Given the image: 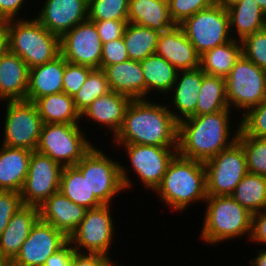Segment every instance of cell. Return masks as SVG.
<instances>
[{"label": "cell", "mask_w": 266, "mask_h": 266, "mask_svg": "<svg viewBox=\"0 0 266 266\" xmlns=\"http://www.w3.org/2000/svg\"><path fill=\"white\" fill-rule=\"evenodd\" d=\"M149 100L131 101L114 144L178 147V122L170 112L171 105Z\"/></svg>", "instance_id": "1"}, {"label": "cell", "mask_w": 266, "mask_h": 266, "mask_svg": "<svg viewBox=\"0 0 266 266\" xmlns=\"http://www.w3.org/2000/svg\"><path fill=\"white\" fill-rule=\"evenodd\" d=\"M231 110L191 116L178 123V148L180 156L206 162L220 151L229 148L236 140L239 124L231 133ZM231 134L232 137H231Z\"/></svg>", "instance_id": "2"}, {"label": "cell", "mask_w": 266, "mask_h": 266, "mask_svg": "<svg viewBox=\"0 0 266 266\" xmlns=\"http://www.w3.org/2000/svg\"><path fill=\"white\" fill-rule=\"evenodd\" d=\"M154 193L171 210L182 213L194 202L205 203L208 195L204 162L185 158L177 153Z\"/></svg>", "instance_id": "3"}, {"label": "cell", "mask_w": 266, "mask_h": 266, "mask_svg": "<svg viewBox=\"0 0 266 266\" xmlns=\"http://www.w3.org/2000/svg\"><path fill=\"white\" fill-rule=\"evenodd\" d=\"M4 24L9 51L18 55L29 69L60 55V37L48 31L35 17L8 20Z\"/></svg>", "instance_id": "4"}, {"label": "cell", "mask_w": 266, "mask_h": 266, "mask_svg": "<svg viewBox=\"0 0 266 266\" xmlns=\"http://www.w3.org/2000/svg\"><path fill=\"white\" fill-rule=\"evenodd\" d=\"M200 238L209 245L251 234L252 214L230 195L208 196ZM248 234V235H246ZM211 243V244H210Z\"/></svg>", "instance_id": "5"}, {"label": "cell", "mask_w": 266, "mask_h": 266, "mask_svg": "<svg viewBox=\"0 0 266 266\" xmlns=\"http://www.w3.org/2000/svg\"><path fill=\"white\" fill-rule=\"evenodd\" d=\"M105 153V154H104ZM93 146L92 149L75 165L87 179L90 192L103 204L112 205V199L133 186L126 167L106 152ZM129 175V176H128Z\"/></svg>", "instance_id": "6"}, {"label": "cell", "mask_w": 266, "mask_h": 266, "mask_svg": "<svg viewBox=\"0 0 266 266\" xmlns=\"http://www.w3.org/2000/svg\"><path fill=\"white\" fill-rule=\"evenodd\" d=\"M82 130L79 124H43L36 151L62 167L75 166L94 146Z\"/></svg>", "instance_id": "7"}, {"label": "cell", "mask_w": 266, "mask_h": 266, "mask_svg": "<svg viewBox=\"0 0 266 266\" xmlns=\"http://www.w3.org/2000/svg\"><path fill=\"white\" fill-rule=\"evenodd\" d=\"M179 26L199 56L233 39L228 11L219 2L186 18Z\"/></svg>", "instance_id": "8"}, {"label": "cell", "mask_w": 266, "mask_h": 266, "mask_svg": "<svg viewBox=\"0 0 266 266\" xmlns=\"http://www.w3.org/2000/svg\"><path fill=\"white\" fill-rule=\"evenodd\" d=\"M229 109L235 107L242 115L266 98V71L243 54L225 78ZM232 106V107H231Z\"/></svg>", "instance_id": "9"}, {"label": "cell", "mask_w": 266, "mask_h": 266, "mask_svg": "<svg viewBox=\"0 0 266 266\" xmlns=\"http://www.w3.org/2000/svg\"><path fill=\"white\" fill-rule=\"evenodd\" d=\"M2 145L34 151L37 148L43 121L34 102L6 101Z\"/></svg>", "instance_id": "10"}, {"label": "cell", "mask_w": 266, "mask_h": 266, "mask_svg": "<svg viewBox=\"0 0 266 266\" xmlns=\"http://www.w3.org/2000/svg\"><path fill=\"white\" fill-rule=\"evenodd\" d=\"M110 208L111 205H102L87 209L84 219L69 237L76 252L110 257L108 251L114 244L112 241L116 230Z\"/></svg>", "instance_id": "11"}, {"label": "cell", "mask_w": 266, "mask_h": 266, "mask_svg": "<svg viewBox=\"0 0 266 266\" xmlns=\"http://www.w3.org/2000/svg\"><path fill=\"white\" fill-rule=\"evenodd\" d=\"M204 166L208 196L231 195L248 173L245 152L237 141L204 162Z\"/></svg>", "instance_id": "12"}, {"label": "cell", "mask_w": 266, "mask_h": 266, "mask_svg": "<svg viewBox=\"0 0 266 266\" xmlns=\"http://www.w3.org/2000/svg\"><path fill=\"white\" fill-rule=\"evenodd\" d=\"M62 169L49 156L32 151L26 180L20 192L23 205L40 207L52 194L58 192Z\"/></svg>", "instance_id": "13"}, {"label": "cell", "mask_w": 266, "mask_h": 266, "mask_svg": "<svg viewBox=\"0 0 266 266\" xmlns=\"http://www.w3.org/2000/svg\"><path fill=\"white\" fill-rule=\"evenodd\" d=\"M123 147L131 168L142 185L153 192L160 185L167 167L178 153V147L140 144H114Z\"/></svg>", "instance_id": "14"}, {"label": "cell", "mask_w": 266, "mask_h": 266, "mask_svg": "<svg viewBox=\"0 0 266 266\" xmlns=\"http://www.w3.org/2000/svg\"><path fill=\"white\" fill-rule=\"evenodd\" d=\"M60 54L67 62L99 69L102 42L95 24L86 20L62 35Z\"/></svg>", "instance_id": "15"}, {"label": "cell", "mask_w": 266, "mask_h": 266, "mask_svg": "<svg viewBox=\"0 0 266 266\" xmlns=\"http://www.w3.org/2000/svg\"><path fill=\"white\" fill-rule=\"evenodd\" d=\"M68 241L62 231L39 218L9 266H44L46 260Z\"/></svg>", "instance_id": "16"}, {"label": "cell", "mask_w": 266, "mask_h": 266, "mask_svg": "<svg viewBox=\"0 0 266 266\" xmlns=\"http://www.w3.org/2000/svg\"><path fill=\"white\" fill-rule=\"evenodd\" d=\"M34 16L51 33L61 37L88 20V0H46Z\"/></svg>", "instance_id": "17"}, {"label": "cell", "mask_w": 266, "mask_h": 266, "mask_svg": "<svg viewBox=\"0 0 266 266\" xmlns=\"http://www.w3.org/2000/svg\"><path fill=\"white\" fill-rule=\"evenodd\" d=\"M38 208L40 219L62 231L68 238L78 228L87 211L85 207L72 202L59 191Z\"/></svg>", "instance_id": "18"}, {"label": "cell", "mask_w": 266, "mask_h": 266, "mask_svg": "<svg viewBox=\"0 0 266 266\" xmlns=\"http://www.w3.org/2000/svg\"><path fill=\"white\" fill-rule=\"evenodd\" d=\"M155 53L166 59L177 70L199 68L200 56L179 25L160 33Z\"/></svg>", "instance_id": "19"}, {"label": "cell", "mask_w": 266, "mask_h": 266, "mask_svg": "<svg viewBox=\"0 0 266 266\" xmlns=\"http://www.w3.org/2000/svg\"><path fill=\"white\" fill-rule=\"evenodd\" d=\"M132 99L126 95L109 91L96 98L82 113L81 119L95 122L110 130L115 136L119 131L125 112Z\"/></svg>", "instance_id": "20"}, {"label": "cell", "mask_w": 266, "mask_h": 266, "mask_svg": "<svg viewBox=\"0 0 266 266\" xmlns=\"http://www.w3.org/2000/svg\"><path fill=\"white\" fill-rule=\"evenodd\" d=\"M203 71L200 68L193 70H179L176 81L171 89L170 97L172 108L170 112L174 119L180 121L195 116L198 101V92L201 89ZM176 107V108H175ZM177 110V112L175 111Z\"/></svg>", "instance_id": "21"}, {"label": "cell", "mask_w": 266, "mask_h": 266, "mask_svg": "<svg viewBox=\"0 0 266 266\" xmlns=\"http://www.w3.org/2000/svg\"><path fill=\"white\" fill-rule=\"evenodd\" d=\"M39 208L23 205L0 235V255L9 264L19 253L32 227L39 219Z\"/></svg>", "instance_id": "22"}, {"label": "cell", "mask_w": 266, "mask_h": 266, "mask_svg": "<svg viewBox=\"0 0 266 266\" xmlns=\"http://www.w3.org/2000/svg\"><path fill=\"white\" fill-rule=\"evenodd\" d=\"M29 68L9 50L0 59V102L26 100Z\"/></svg>", "instance_id": "23"}, {"label": "cell", "mask_w": 266, "mask_h": 266, "mask_svg": "<svg viewBox=\"0 0 266 266\" xmlns=\"http://www.w3.org/2000/svg\"><path fill=\"white\" fill-rule=\"evenodd\" d=\"M65 59L60 54L54 60L29 69L26 100L35 102L45 95L63 92Z\"/></svg>", "instance_id": "24"}, {"label": "cell", "mask_w": 266, "mask_h": 266, "mask_svg": "<svg viewBox=\"0 0 266 266\" xmlns=\"http://www.w3.org/2000/svg\"><path fill=\"white\" fill-rule=\"evenodd\" d=\"M105 74L111 91L130 97L145 99V81L140 61L127 60L108 65Z\"/></svg>", "instance_id": "25"}, {"label": "cell", "mask_w": 266, "mask_h": 266, "mask_svg": "<svg viewBox=\"0 0 266 266\" xmlns=\"http://www.w3.org/2000/svg\"><path fill=\"white\" fill-rule=\"evenodd\" d=\"M32 151L0 146V190L21 192Z\"/></svg>", "instance_id": "26"}, {"label": "cell", "mask_w": 266, "mask_h": 266, "mask_svg": "<svg viewBox=\"0 0 266 266\" xmlns=\"http://www.w3.org/2000/svg\"><path fill=\"white\" fill-rule=\"evenodd\" d=\"M128 22L159 33L175 26L169 14L168 0H130Z\"/></svg>", "instance_id": "27"}, {"label": "cell", "mask_w": 266, "mask_h": 266, "mask_svg": "<svg viewBox=\"0 0 266 266\" xmlns=\"http://www.w3.org/2000/svg\"><path fill=\"white\" fill-rule=\"evenodd\" d=\"M227 11L230 34L235 40L242 41L246 36L266 28V14L255 0L235 3L229 6ZM232 33H235V36Z\"/></svg>", "instance_id": "28"}, {"label": "cell", "mask_w": 266, "mask_h": 266, "mask_svg": "<svg viewBox=\"0 0 266 266\" xmlns=\"http://www.w3.org/2000/svg\"><path fill=\"white\" fill-rule=\"evenodd\" d=\"M145 81V99L153 92L158 95H168L177 77V70L166 59L158 54H152L140 61ZM155 89V91H154Z\"/></svg>", "instance_id": "29"}, {"label": "cell", "mask_w": 266, "mask_h": 266, "mask_svg": "<svg viewBox=\"0 0 266 266\" xmlns=\"http://www.w3.org/2000/svg\"><path fill=\"white\" fill-rule=\"evenodd\" d=\"M34 103L44 124H79L82 120L73 97L64 92L45 95Z\"/></svg>", "instance_id": "30"}, {"label": "cell", "mask_w": 266, "mask_h": 266, "mask_svg": "<svg viewBox=\"0 0 266 266\" xmlns=\"http://www.w3.org/2000/svg\"><path fill=\"white\" fill-rule=\"evenodd\" d=\"M241 55L242 42L232 39L203 53L199 59V68L205 74L225 79Z\"/></svg>", "instance_id": "31"}, {"label": "cell", "mask_w": 266, "mask_h": 266, "mask_svg": "<svg viewBox=\"0 0 266 266\" xmlns=\"http://www.w3.org/2000/svg\"><path fill=\"white\" fill-rule=\"evenodd\" d=\"M223 110H230L226 97V80L203 72L195 116L212 114Z\"/></svg>", "instance_id": "32"}, {"label": "cell", "mask_w": 266, "mask_h": 266, "mask_svg": "<svg viewBox=\"0 0 266 266\" xmlns=\"http://www.w3.org/2000/svg\"><path fill=\"white\" fill-rule=\"evenodd\" d=\"M59 192L77 205L92 209L103 204L90 192L87 179L75 167H63L60 177Z\"/></svg>", "instance_id": "33"}, {"label": "cell", "mask_w": 266, "mask_h": 266, "mask_svg": "<svg viewBox=\"0 0 266 266\" xmlns=\"http://www.w3.org/2000/svg\"><path fill=\"white\" fill-rule=\"evenodd\" d=\"M251 214L266 209V176L247 173L230 195Z\"/></svg>", "instance_id": "34"}, {"label": "cell", "mask_w": 266, "mask_h": 266, "mask_svg": "<svg viewBox=\"0 0 266 266\" xmlns=\"http://www.w3.org/2000/svg\"><path fill=\"white\" fill-rule=\"evenodd\" d=\"M159 35V32L151 28L128 22L123 40L129 59L142 61L149 55L155 54Z\"/></svg>", "instance_id": "35"}, {"label": "cell", "mask_w": 266, "mask_h": 266, "mask_svg": "<svg viewBox=\"0 0 266 266\" xmlns=\"http://www.w3.org/2000/svg\"><path fill=\"white\" fill-rule=\"evenodd\" d=\"M110 90L105 71L93 69L79 91L73 96L74 104L80 114L98 97Z\"/></svg>", "instance_id": "36"}, {"label": "cell", "mask_w": 266, "mask_h": 266, "mask_svg": "<svg viewBox=\"0 0 266 266\" xmlns=\"http://www.w3.org/2000/svg\"><path fill=\"white\" fill-rule=\"evenodd\" d=\"M236 141L245 152L248 173L266 176V138L250 137L239 130Z\"/></svg>", "instance_id": "37"}, {"label": "cell", "mask_w": 266, "mask_h": 266, "mask_svg": "<svg viewBox=\"0 0 266 266\" xmlns=\"http://www.w3.org/2000/svg\"><path fill=\"white\" fill-rule=\"evenodd\" d=\"M130 0H88V20H128Z\"/></svg>", "instance_id": "38"}, {"label": "cell", "mask_w": 266, "mask_h": 266, "mask_svg": "<svg viewBox=\"0 0 266 266\" xmlns=\"http://www.w3.org/2000/svg\"><path fill=\"white\" fill-rule=\"evenodd\" d=\"M240 118L239 130L247 136L266 138V98Z\"/></svg>", "instance_id": "39"}, {"label": "cell", "mask_w": 266, "mask_h": 266, "mask_svg": "<svg viewBox=\"0 0 266 266\" xmlns=\"http://www.w3.org/2000/svg\"><path fill=\"white\" fill-rule=\"evenodd\" d=\"M241 42L242 54L266 71V28L246 36Z\"/></svg>", "instance_id": "40"}, {"label": "cell", "mask_w": 266, "mask_h": 266, "mask_svg": "<svg viewBox=\"0 0 266 266\" xmlns=\"http://www.w3.org/2000/svg\"><path fill=\"white\" fill-rule=\"evenodd\" d=\"M218 0H168L169 14L175 25L186 18L213 6Z\"/></svg>", "instance_id": "41"}, {"label": "cell", "mask_w": 266, "mask_h": 266, "mask_svg": "<svg viewBox=\"0 0 266 266\" xmlns=\"http://www.w3.org/2000/svg\"><path fill=\"white\" fill-rule=\"evenodd\" d=\"M93 68L77 65L65 60V72L63 76V92L73 97L86 81Z\"/></svg>", "instance_id": "42"}, {"label": "cell", "mask_w": 266, "mask_h": 266, "mask_svg": "<svg viewBox=\"0 0 266 266\" xmlns=\"http://www.w3.org/2000/svg\"><path fill=\"white\" fill-rule=\"evenodd\" d=\"M23 206L21 193L0 190V235L12 216Z\"/></svg>", "instance_id": "43"}, {"label": "cell", "mask_w": 266, "mask_h": 266, "mask_svg": "<svg viewBox=\"0 0 266 266\" xmlns=\"http://www.w3.org/2000/svg\"><path fill=\"white\" fill-rule=\"evenodd\" d=\"M129 60L123 37L102 44L100 69Z\"/></svg>", "instance_id": "44"}, {"label": "cell", "mask_w": 266, "mask_h": 266, "mask_svg": "<svg viewBox=\"0 0 266 266\" xmlns=\"http://www.w3.org/2000/svg\"><path fill=\"white\" fill-rule=\"evenodd\" d=\"M95 24L102 44L123 37L128 20H89Z\"/></svg>", "instance_id": "45"}, {"label": "cell", "mask_w": 266, "mask_h": 266, "mask_svg": "<svg viewBox=\"0 0 266 266\" xmlns=\"http://www.w3.org/2000/svg\"><path fill=\"white\" fill-rule=\"evenodd\" d=\"M111 262L110 257L104 255L74 251L70 266H108Z\"/></svg>", "instance_id": "46"}, {"label": "cell", "mask_w": 266, "mask_h": 266, "mask_svg": "<svg viewBox=\"0 0 266 266\" xmlns=\"http://www.w3.org/2000/svg\"><path fill=\"white\" fill-rule=\"evenodd\" d=\"M250 242L266 245V209L252 214Z\"/></svg>", "instance_id": "47"}, {"label": "cell", "mask_w": 266, "mask_h": 266, "mask_svg": "<svg viewBox=\"0 0 266 266\" xmlns=\"http://www.w3.org/2000/svg\"><path fill=\"white\" fill-rule=\"evenodd\" d=\"M26 0H0V22L20 19L19 11L25 6ZM23 4V5H22Z\"/></svg>", "instance_id": "48"}, {"label": "cell", "mask_w": 266, "mask_h": 266, "mask_svg": "<svg viewBox=\"0 0 266 266\" xmlns=\"http://www.w3.org/2000/svg\"><path fill=\"white\" fill-rule=\"evenodd\" d=\"M74 251L71 243L68 241L60 250L46 260L44 266H70Z\"/></svg>", "instance_id": "49"}, {"label": "cell", "mask_w": 266, "mask_h": 266, "mask_svg": "<svg viewBox=\"0 0 266 266\" xmlns=\"http://www.w3.org/2000/svg\"><path fill=\"white\" fill-rule=\"evenodd\" d=\"M9 50L8 33L4 22H0V59Z\"/></svg>", "instance_id": "50"}, {"label": "cell", "mask_w": 266, "mask_h": 266, "mask_svg": "<svg viewBox=\"0 0 266 266\" xmlns=\"http://www.w3.org/2000/svg\"><path fill=\"white\" fill-rule=\"evenodd\" d=\"M258 249L257 255L254 259L249 260L251 266H266V248L263 250Z\"/></svg>", "instance_id": "51"}, {"label": "cell", "mask_w": 266, "mask_h": 266, "mask_svg": "<svg viewBox=\"0 0 266 266\" xmlns=\"http://www.w3.org/2000/svg\"><path fill=\"white\" fill-rule=\"evenodd\" d=\"M241 1H244V0H218V2H219L222 6H224L226 9H227L229 6H231V5L235 4V3H239V2H241Z\"/></svg>", "instance_id": "52"}, {"label": "cell", "mask_w": 266, "mask_h": 266, "mask_svg": "<svg viewBox=\"0 0 266 266\" xmlns=\"http://www.w3.org/2000/svg\"><path fill=\"white\" fill-rule=\"evenodd\" d=\"M255 2L259 5V7L264 11L266 14V0H255Z\"/></svg>", "instance_id": "53"}, {"label": "cell", "mask_w": 266, "mask_h": 266, "mask_svg": "<svg viewBox=\"0 0 266 266\" xmlns=\"http://www.w3.org/2000/svg\"><path fill=\"white\" fill-rule=\"evenodd\" d=\"M0 266H9V264L0 255Z\"/></svg>", "instance_id": "54"}, {"label": "cell", "mask_w": 266, "mask_h": 266, "mask_svg": "<svg viewBox=\"0 0 266 266\" xmlns=\"http://www.w3.org/2000/svg\"><path fill=\"white\" fill-rule=\"evenodd\" d=\"M117 264H114V261H112L108 266H116Z\"/></svg>", "instance_id": "55"}]
</instances>
